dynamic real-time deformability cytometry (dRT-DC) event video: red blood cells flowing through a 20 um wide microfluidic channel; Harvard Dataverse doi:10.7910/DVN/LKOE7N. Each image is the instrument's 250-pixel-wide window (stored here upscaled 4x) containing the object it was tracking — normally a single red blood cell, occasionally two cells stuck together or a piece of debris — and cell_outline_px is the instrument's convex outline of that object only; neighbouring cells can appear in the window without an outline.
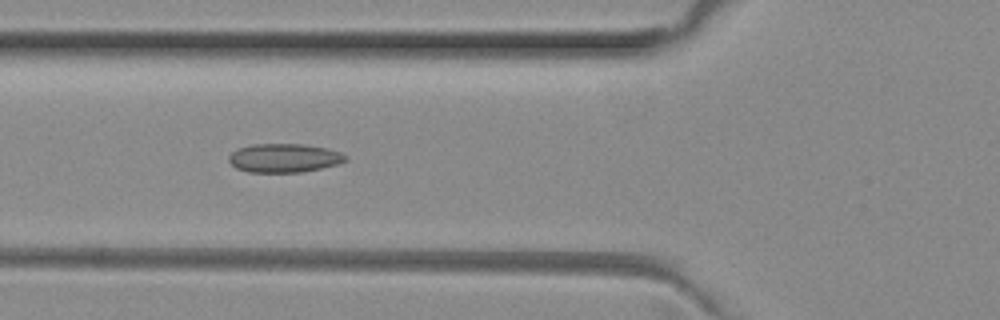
{"species": "common noctule bat (a hibernating species)", "species_latin": "Nyctalus noctula", "temperature_condition": "room temperature", "stored_images_in_passage": 46, "camera_frame_rate_fps": 3000, "um_per_image_px": 0.085, "animal": {"sex": "female", "body_mass_g": 29.2, "forearm_length_mm": 56.3}, "frame": {"image": 1, "passage_image": 14, "time_ms": 4.333, "image_size_px": [1000, 320], "cell_outline_px": [[348, 160], [340, 164], [300, 172], [248, 172], [236, 168], [228, 160], [228, 156], [236, 148], [252, 144], [304, 144], [328, 148], [340, 152], [348, 156]], "centroid_in_image_um": [24.16, 13.42], "position_along_channel_um": 101.6, "area_um2": 19.77}}
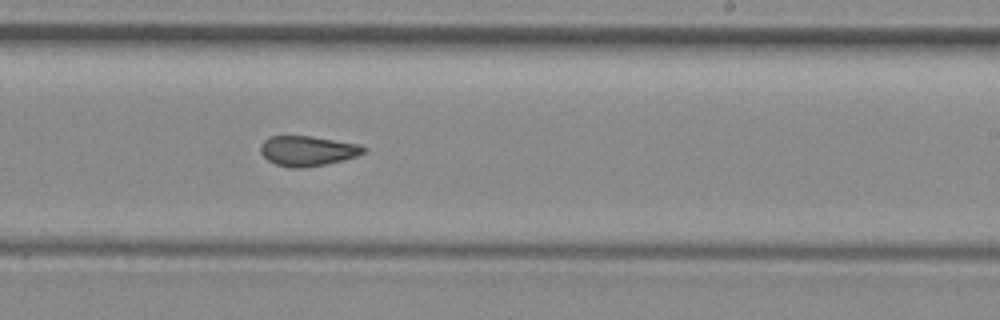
{"frame": {"image": 2, "passage_image": 26, "time_ms": 8.333, "image_size_px": [1000, 320], "cell_outline_px": [[368, 148], [364, 152], [356, 156], [344, 160], [304, 168], [288, 168], [276, 164], [268, 160], [260, 152], [260, 144], [268, 136], [312, 136], [360, 144]], "centroid_in_image_um": [26.14, 12.82], "position_along_channel_um": 262.9, "area_um2": 18.21}}
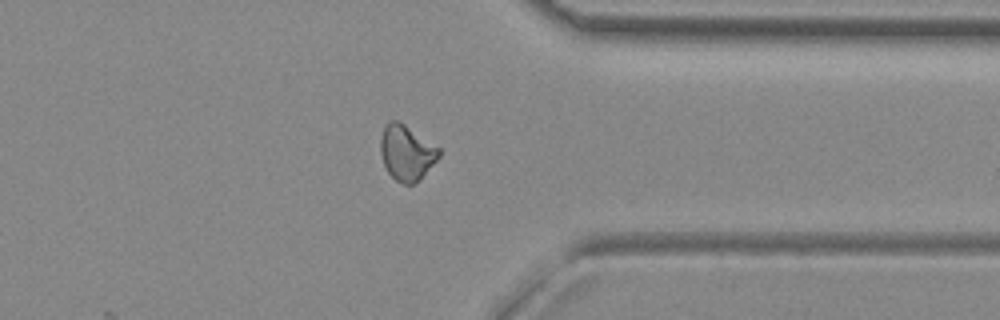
{"frame": {"image": 3, "passage_image": 35, "time_ms": 11.333, "image_size_px": [1000, 320], "cell_outline_px": [[440, 156], [412, 184], [404, 184], [396, 180], [388, 172], [384, 164], [380, 152], [380, 140], [384, 128], [388, 120], [396, 120], [404, 124], [440, 148]], "centroid_in_image_um": [34.53, 12.94], "position_along_channel_um": 376.9, "area_um2": 18.32}, "authors_computed_cell_mechanics": {"area_um2": 18.5538, "velocity_mm_per_s": 4.0406, "shape_relaxation_time_tau1_ms": null, "shape_relaxation_time_tau2_ms": 2.8329, "deformation_change_tau1": null, "deformation_change_tau2": 0.0974}}